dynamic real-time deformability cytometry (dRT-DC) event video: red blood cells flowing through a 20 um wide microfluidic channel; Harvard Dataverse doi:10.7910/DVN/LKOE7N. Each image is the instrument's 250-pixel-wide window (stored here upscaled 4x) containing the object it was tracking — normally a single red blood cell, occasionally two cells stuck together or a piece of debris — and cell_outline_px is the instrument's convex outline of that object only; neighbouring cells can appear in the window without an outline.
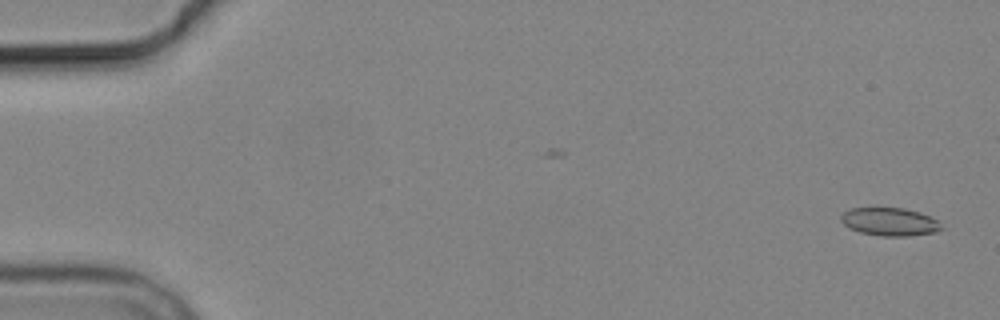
{"species": "common noctule bat (a hibernating species)", "species_latin": "Nyctalus noctula", "temperature_condition": "cold", "stored_images_in_passage": 2, "camera_frame_rate_fps": 3000, "um_per_image_px": 0.085, "animal": {"sex": "male", "body_mass_g": 19.2, "forearm_length_mm": 51.8}, "frame": {"image": 1, "passage_image": 2, "time_ms": 1.0, "image_size_px": [1000, 320], "cell_outline_px": [[944, 228], [936, 232], [908, 236], [880, 236], [860, 232], [848, 228], [840, 220], [840, 216], [848, 208], [904, 208], [920, 212], [936, 220]], "centroid_in_image_um": [75.6, 18.85], "position_along_channel_um": 9.4, "area_um2": 16.47}}